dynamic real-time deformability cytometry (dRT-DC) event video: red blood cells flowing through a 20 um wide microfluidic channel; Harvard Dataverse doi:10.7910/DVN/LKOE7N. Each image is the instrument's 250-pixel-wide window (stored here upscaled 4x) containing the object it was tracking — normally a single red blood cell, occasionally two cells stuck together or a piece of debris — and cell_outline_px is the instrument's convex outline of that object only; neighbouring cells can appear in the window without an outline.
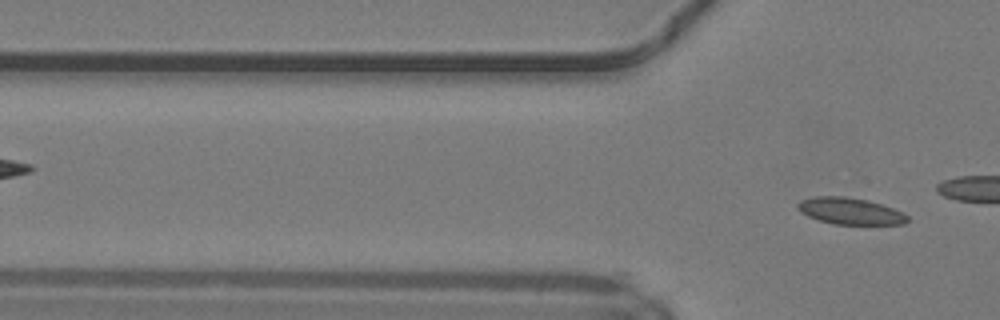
{"species": "common noctule bat (a hibernating species)", "species_latin": "Nyctalus noctula", "temperature_condition": "warm", "stored_images_in_passage": 12, "camera_frame_rate_fps": 3000, "um_per_image_px": 0.085, "animal": {"sex": "male", "body_mass_g": 19.2, "forearm_length_mm": 51.8}, "frame": {"image": 1, "passage_image": 12, "time_ms": 3.667, "image_size_px": [1000, 320], "cell_outline_px": [[908, 220], [904, 224], [832, 224], [808, 216], [800, 212], [796, 204], [800, 200], [812, 196], [844, 196], [868, 200], [904, 212], [908, 216]], "centroid_in_image_um": [72.24, 17.93], "position_along_channel_um": 53.6, "area_um2": 17.05}}